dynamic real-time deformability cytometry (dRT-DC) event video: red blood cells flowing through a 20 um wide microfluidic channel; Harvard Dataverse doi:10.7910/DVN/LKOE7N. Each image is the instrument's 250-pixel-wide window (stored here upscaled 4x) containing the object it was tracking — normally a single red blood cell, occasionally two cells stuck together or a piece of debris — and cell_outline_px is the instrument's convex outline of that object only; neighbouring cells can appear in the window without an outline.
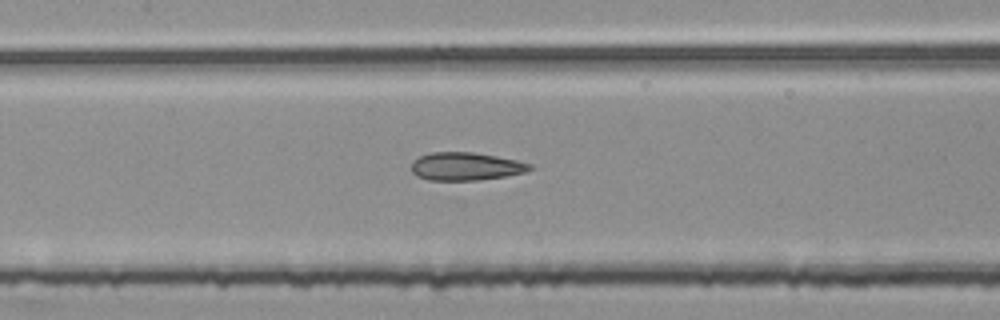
{"species": "common noctule bat (a hibernating species)", "species_latin": "Nyctalus noctula", "temperature_condition": "room temperature", "stored_images_in_passage": 54, "segment_of_instrument_passage": [2, 2], "camera_frame_rate_fps": 3000, "um_per_image_px": 0.085, "animal": {"sex": "female", "body_mass_g": 25.1}, "frame": {"image": 1, "passage_image": 25, "time_ms": 8.0, "image_size_px": [1000, 320], "cell_outline_px": [[536, 168], [524, 172], [504, 176], [480, 180], [428, 180], [416, 176], [412, 172], [412, 160], [428, 152], [472, 152], [496, 156], [516, 160], [532, 164]], "centroid_in_image_um": [39.58, 14.14], "position_along_channel_um": 167.8, "area_um2": 19.42}}
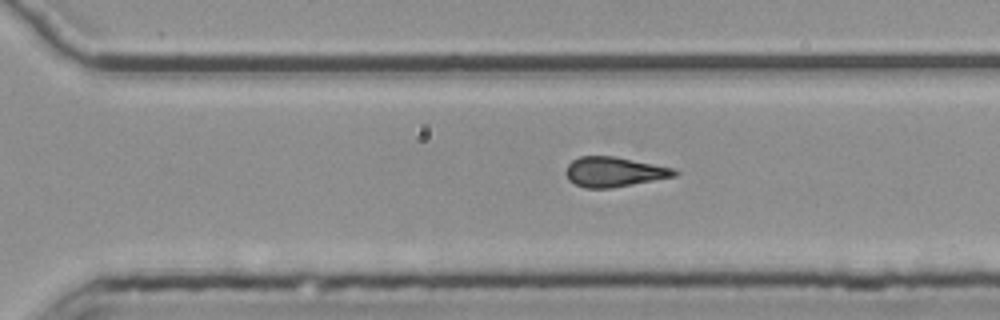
{"frame": {"image": 2, "passage_image": 37, "time_ms": 12.0, "image_size_px": [1000, 320], "cell_outline_px": [[680, 172], [676, 176], [612, 188], [584, 188], [568, 180], [564, 172], [568, 164], [572, 160], [580, 156], [616, 156], [676, 168]], "centroid_in_image_um": [52.21, 14.6], "position_along_channel_um": 318.4, "area_um2": 19.19}}
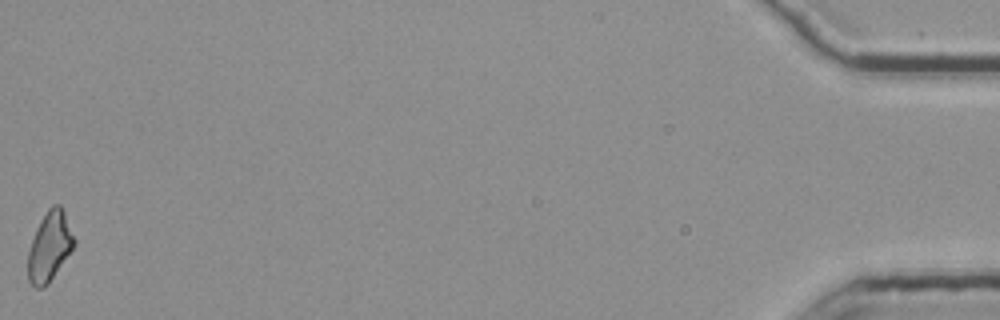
{"frame": {"image": 3, "passage_image": 54, "time_ms": 17.667, "image_size_px": [1000, 320], "cell_outline_px": [[76, 240], [72, 248], [48, 284], [40, 288], [36, 288], [28, 280], [28, 252], [36, 228], [40, 220], [48, 208], [52, 204], [60, 204], [64, 212]], "centroid_in_image_um": [4.2, 20.92], "position_along_channel_um": 431.0, "area_um2": 18.38}}